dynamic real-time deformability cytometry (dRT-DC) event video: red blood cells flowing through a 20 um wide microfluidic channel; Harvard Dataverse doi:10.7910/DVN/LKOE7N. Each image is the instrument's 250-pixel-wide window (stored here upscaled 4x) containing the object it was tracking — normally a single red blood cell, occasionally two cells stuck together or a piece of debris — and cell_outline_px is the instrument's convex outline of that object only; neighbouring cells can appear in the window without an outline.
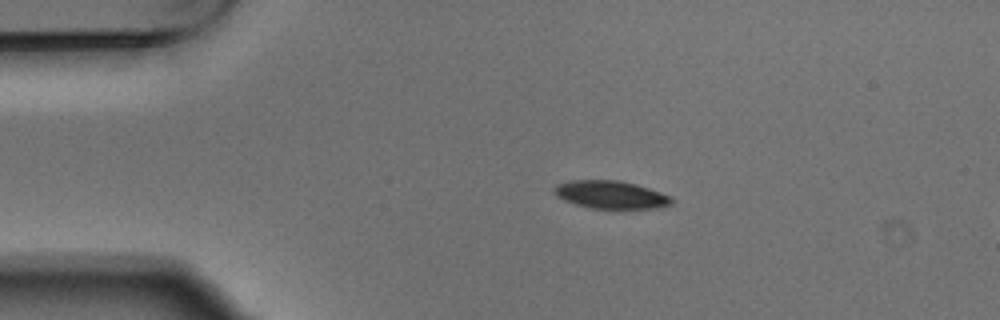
{"species": "Egyptian fruit bat (a non-hibernating species)", "species_latin": "Rousettus aegyptiacus", "temperature_condition": "warm", "stored_images_in_passage": 2, "camera_frame_rate_fps": 3000, "um_per_image_px": 0.085, "animal": {"sex": "male"}, "frame": {"image": 1, "passage_image": 1, "time_ms": 0.0, "image_size_px": [1000, 320], "cell_outline_px": [[676, 200], [672, 204], [656, 208], [588, 208], [564, 200], [556, 196], [552, 192], [552, 188], [556, 184], [568, 180], [620, 180], [636, 184], [660, 192]], "centroid_in_image_um": [51.87, 16.54], "position_along_channel_um": 33.1, "area_um2": 19.19}}